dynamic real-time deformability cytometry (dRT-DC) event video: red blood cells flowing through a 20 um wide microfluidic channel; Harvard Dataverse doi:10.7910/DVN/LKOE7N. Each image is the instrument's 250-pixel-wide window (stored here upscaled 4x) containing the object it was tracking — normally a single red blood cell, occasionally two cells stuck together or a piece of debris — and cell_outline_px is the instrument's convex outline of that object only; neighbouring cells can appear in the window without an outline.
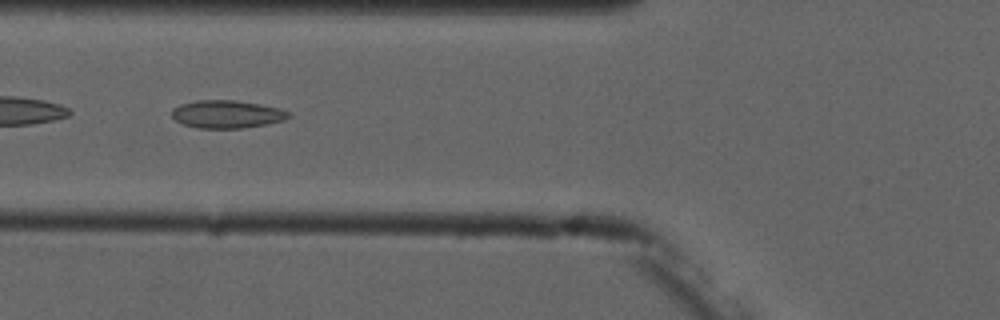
{"species": "common noctule bat (a hibernating species)", "species_latin": "Nyctalus noctula", "temperature_condition": "cold", "stored_images_in_passage": 7, "camera_frame_rate_fps": 3000, "um_per_image_px": 0.085, "animal": {"sex": "male", "forearm_length_mm": 52.5}, "frame": {"image": 1, "passage_image": 6, "time_ms": 5.667, "image_size_px": [1000, 320], "cell_outline_px": [[292, 116], [284, 120], [244, 128], [196, 128], [184, 124], [176, 120], [172, 116], [172, 108], [180, 104], [196, 100], [232, 100], [260, 104], [280, 108], [288, 112]], "centroid_in_image_um": [19.27, 9.7], "position_along_channel_um": 106.5, "area_um2": 18.9}}